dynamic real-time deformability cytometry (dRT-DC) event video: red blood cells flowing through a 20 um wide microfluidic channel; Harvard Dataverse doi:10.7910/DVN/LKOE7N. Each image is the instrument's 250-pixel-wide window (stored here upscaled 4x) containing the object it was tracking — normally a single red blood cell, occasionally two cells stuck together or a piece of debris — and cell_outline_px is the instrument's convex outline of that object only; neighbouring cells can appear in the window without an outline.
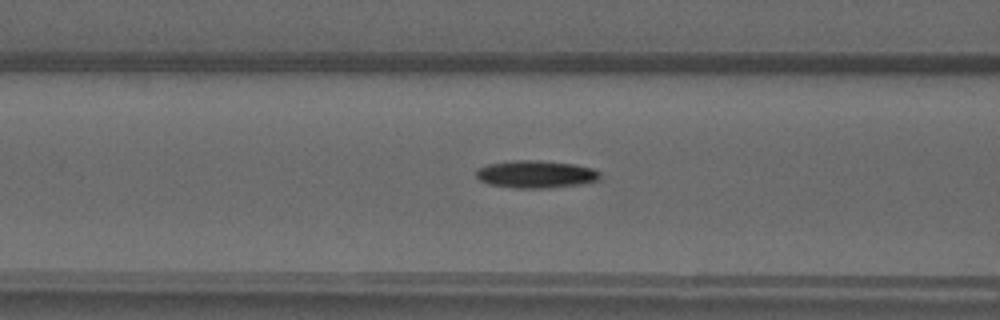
{"species": "common noctule bat (a hibernating species)", "species_latin": "Nyctalus noctula", "temperature_condition": "warm", "stored_images_in_passage": 37, "camera_frame_rate_fps": 3000, "um_per_image_px": 0.085, "animal": {"sex": "male", "forearm_length_mm": 52.5}, "frame": {"image": 1, "passage_image": 8, "time_ms": 2.333, "image_size_px": [1000, 320], "cell_outline_px": [[600, 176], [596, 180], [580, 184], [548, 188], [512, 188], [488, 184], [480, 180], [476, 176], [476, 168], [488, 164], [512, 160], [540, 160], [576, 164], [592, 168], [600, 172]], "centroid_in_image_um": [45.51, 14.8], "position_along_channel_um": 121.1, "area_um2": 20.0}}
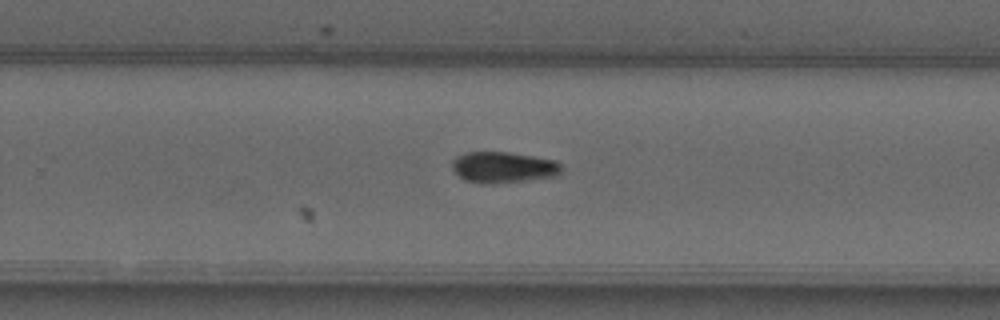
{"frame": {"image": 2, "passage_image": 20, "time_ms": 6.333, "image_size_px": [1000, 320], "cell_outline_px": [[560, 172], [556, 176], [528, 180], [492, 184], [484, 184], [464, 180], [452, 168], [452, 160], [456, 156], [464, 152], [508, 152], [556, 160], [560, 164]], "centroid_in_image_um": [42.75, 14.22], "position_along_channel_um": 287.1, "area_um2": 19.83}}
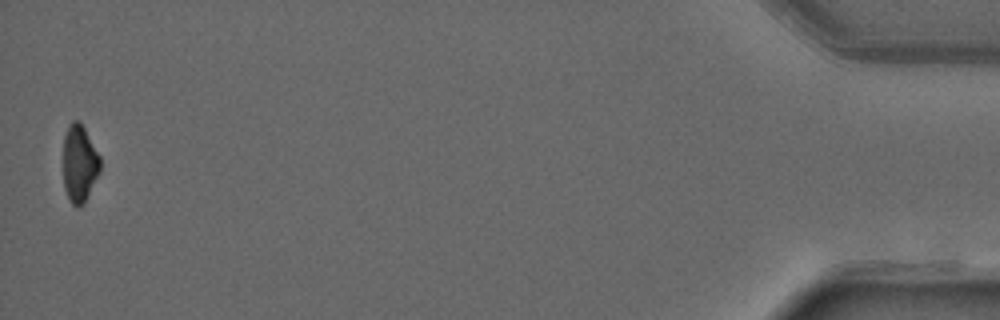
{"frame": {"image": 3, "passage_image": 37, "time_ms": 12.0, "image_size_px": [1000, 320], "cell_outline_px": [[100, 172], [84, 204], [80, 208], [76, 208], [72, 204], [64, 188], [64, 136], [72, 120], [80, 120], [100, 156]], "centroid_in_image_um": [6.77, 13.92], "position_along_channel_um": 428.4, "area_um2": 16.7}}